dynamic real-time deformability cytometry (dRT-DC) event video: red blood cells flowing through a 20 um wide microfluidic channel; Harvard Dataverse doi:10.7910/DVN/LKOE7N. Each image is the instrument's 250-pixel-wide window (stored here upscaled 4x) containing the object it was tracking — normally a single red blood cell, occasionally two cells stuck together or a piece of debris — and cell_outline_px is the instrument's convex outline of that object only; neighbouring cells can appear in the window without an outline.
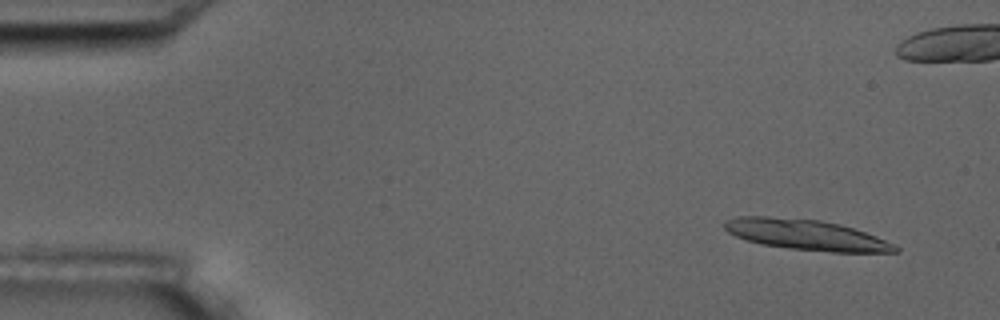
{"species": "common noctule bat (a hibernating species)", "species_latin": "Nyctalus noctula", "temperature_condition": "room temperature", "stored_images_in_passage": 6, "camera_frame_rate_fps": 3000, "um_per_image_px": 0.085, "animal": {"sex": "male", "body_mass_g": 17.5, "forearm_length_mm": 52.3}, "frame": {"image": 1, "passage_image": 2, "time_ms": 1.0, "image_size_px": [1000, 320], "cell_outline_px": [[900, 252], [832, 252], [792, 248], [760, 244], [736, 236], [728, 232], [724, 228], [724, 220], [736, 216], [768, 216], [820, 220], [840, 224], [876, 236], [896, 244], [900, 248]], "centroid_in_image_um": [68.53, 19.95], "position_along_channel_um": 16.5, "area_um2": 30.29}}